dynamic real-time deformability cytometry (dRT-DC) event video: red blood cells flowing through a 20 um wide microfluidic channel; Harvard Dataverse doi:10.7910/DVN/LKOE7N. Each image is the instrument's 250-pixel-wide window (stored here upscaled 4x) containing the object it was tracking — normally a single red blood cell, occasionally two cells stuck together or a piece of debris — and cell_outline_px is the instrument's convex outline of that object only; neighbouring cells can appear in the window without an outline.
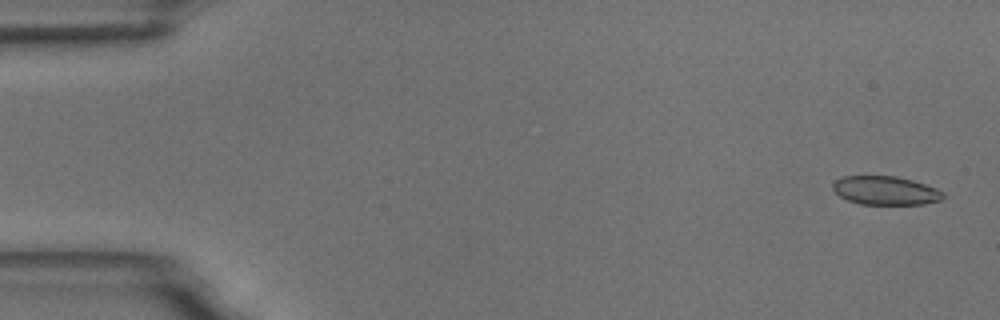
{"species": "common noctule bat (a hibernating species)", "species_latin": "Nyctalus noctula", "temperature_condition": "room temperature", "stored_images_in_passage": 4, "camera_frame_rate_fps": 3000, "um_per_image_px": 0.085, "animal": {"sex": "male", "body_mass_g": 18.8}, "frame": {"image": 1, "passage_image": 1, "time_ms": 0.0, "image_size_px": [1000, 320], "cell_outline_px": [[944, 200], [924, 204], [860, 204], [848, 200], [840, 196], [832, 188], [832, 184], [836, 180], [844, 176], [896, 176], [912, 180], [936, 188], [944, 192]], "centroid_in_image_um": [75.29, 16.2], "position_along_channel_um": 9.7, "area_um2": 18.44}}